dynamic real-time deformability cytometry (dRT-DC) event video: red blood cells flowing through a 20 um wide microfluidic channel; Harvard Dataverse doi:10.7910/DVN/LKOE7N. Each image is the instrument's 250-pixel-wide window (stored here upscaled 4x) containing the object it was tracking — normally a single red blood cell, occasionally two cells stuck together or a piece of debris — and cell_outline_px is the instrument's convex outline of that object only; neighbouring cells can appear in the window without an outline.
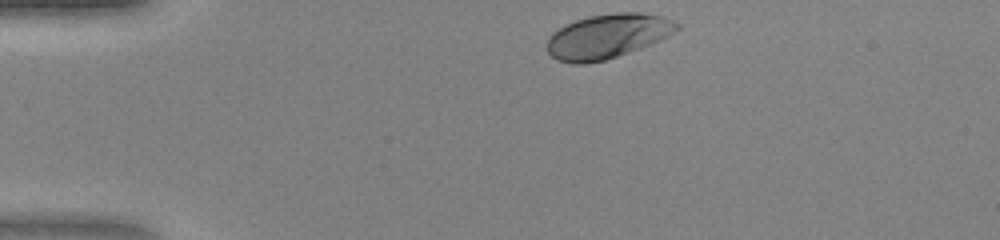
{"species": "human", "species_latin": "Homo sapiens", "temperature_condition": "warm", "stored_images_in_passage": 31, "camera_frame_rate_fps": 3000, "um_per_image_px": 0.085, "donor": {"sex": "female"}, "frame": {"image": 1, "passage_image": 1, "time_ms": 0.0, "image_size_px": [1000, 240], "cell_outline_px": [[680, 28], [676, 32], [660, 40], [640, 48], [604, 60], [584, 64], [572, 64], [556, 60], [548, 52], [544, 44], [548, 36], [552, 32], [576, 20], [588, 16], [616, 12], [640, 12], [664, 16], [680, 24]], "centroid_in_image_um": [51.63, 3.07], "position_along_channel_um": 33.4, "area_um2": 33.87}}
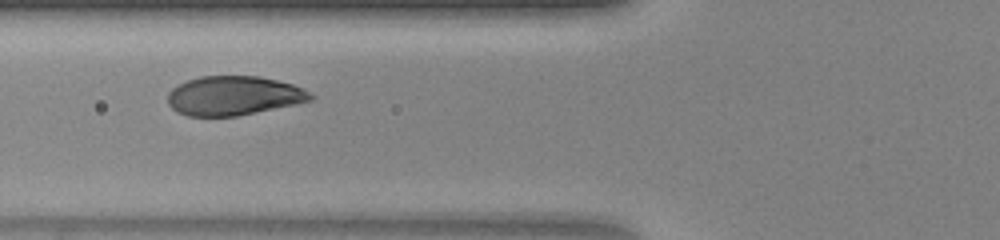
{"frame": {"image": 2, "passage_image": 10, "time_ms": 3.0, "image_size_px": [1000, 240], "cell_outline_px": [[316, 96], [312, 100], [296, 104], [236, 116], [188, 116], [176, 112], [168, 104], [168, 92], [172, 88], [188, 80], [200, 76], [260, 76], [292, 84]], "centroid_in_image_um": [19.84, 8.14], "position_along_channel_um": 106.0, "area_um2": 32.54}}
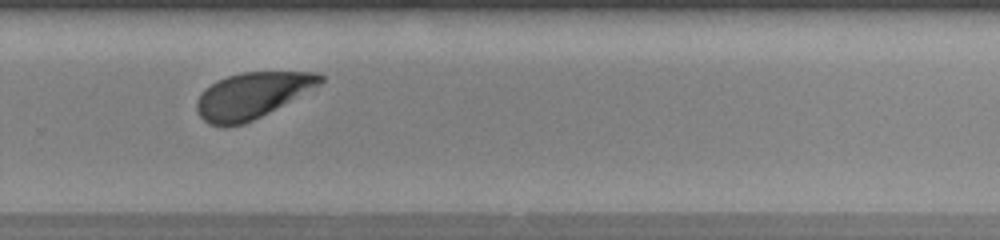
{"frame": {"image": 3, "passage_image": 24, "time_ms": 7.667, "image_size_px": [1000, 240], "cell_outline_px": [[324, 80], [320, 84], [268, 112], [244, 124], [224, 128], [220, 128], [208, 124], [196, 112], [196, 100], [200, 92], [204, 88], [216, 80], [240, 72], [320, 72], [324, 76]], "centroid_in_image_um": [21.34, 8.12], "position_along_channel_um": 308.5, "area_um2": 33.12}}